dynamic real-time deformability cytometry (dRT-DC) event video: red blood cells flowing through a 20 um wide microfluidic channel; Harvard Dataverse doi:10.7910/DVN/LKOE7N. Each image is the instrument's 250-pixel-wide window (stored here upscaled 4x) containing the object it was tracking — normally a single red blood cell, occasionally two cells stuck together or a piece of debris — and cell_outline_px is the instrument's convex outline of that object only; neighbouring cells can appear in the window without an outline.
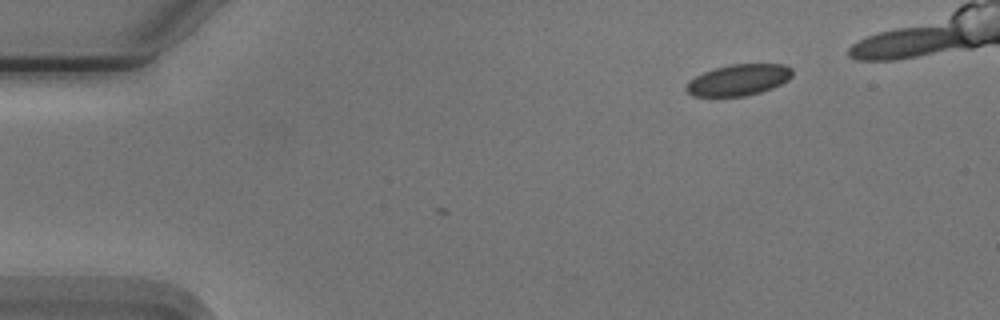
{"species": "Egyptian fruit bat (a non-hibernating species)", "species_latin": "Rousettus aegyptiacus", "temperature_condition": "cold", "stored_images_in_passage": 4, "camera_frame_rate_fps": 3000, "um_per_image_px": 0.085, "animal": {"sex": "male"}, "frame": {"image": 1, "passage_image": 4, "time_ms": 1.0, "image_size_px": [1000, 320], "cell_outline_px": [[792, 76], [788, 80], [772, 88], [760, 92], [744, 96], [692, 96], [684, 88], [696, 76], [704, 72], [716, 68], [732, 64], [784, 64], [792, 68]], "centroid_in_image_um": [62.81, 6.79], "position_along_channel_um": 22.2, "area_um2": 19.07}}